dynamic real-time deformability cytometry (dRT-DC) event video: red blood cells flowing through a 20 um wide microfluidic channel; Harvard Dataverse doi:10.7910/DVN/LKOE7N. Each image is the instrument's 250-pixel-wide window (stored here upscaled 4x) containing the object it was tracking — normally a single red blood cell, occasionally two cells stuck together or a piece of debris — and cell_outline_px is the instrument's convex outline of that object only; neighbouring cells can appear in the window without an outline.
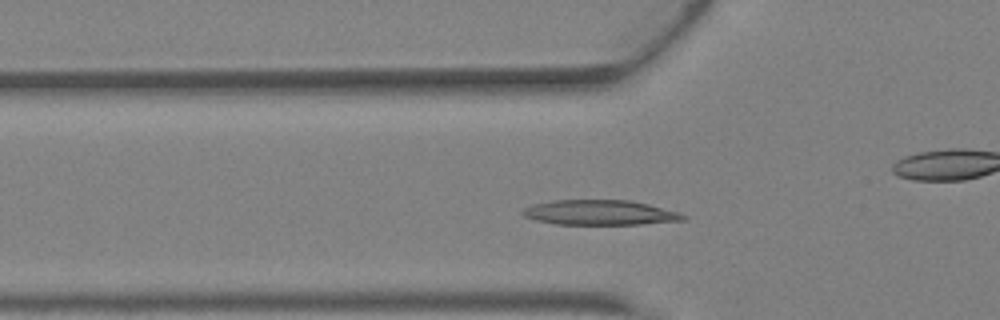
{"species": "Egyptian fruit bat (a non-hibernating species)", "species_latin": "Rousettus aegyptiacus", "temperature_condition": "warm", "stored_images_in_passage": 35, "camera_frame_rate_fps": 3000, "um_per_image_px": 0.085, "animal": {"sex": "female"}, "frame": {"image": 1, "passage_image": 12, "time_ms": 3.667, "image_size_px": [1000, 320], "cell_outline_px": [[688, 220], [640, 224], [556, 224], [536, 220], [524, 216], [520, 212], [524, 208], [532, 204], [552, 200], [628, 200], [648, 204], [680, 212], [688, 216]], "centroid_in_image_um": [51.02, 18.06], "position_along_channel_um": 74.8, "area_um2": 23.47}}
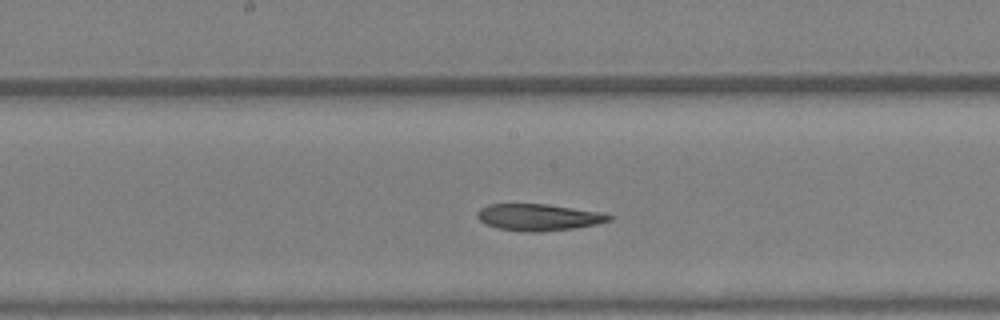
{"frame": {"image": 2, "passage_image": 20, "time_ms": 6.333, "image_size_px": [1000, 320], "cell_outline_px": [[612, 220], [596, 224], [572, 228], [544, 232], [520, 232], [496, 228], [484, 224], [476, 216], [476, 212], [480, 208], [488, 204], [548, 204], [600, 212], [612, 216]], "centroid_in_image_um": [45.72, 18.47], "position_along_channel_um": 202.5, "area_um2": 20.69}}
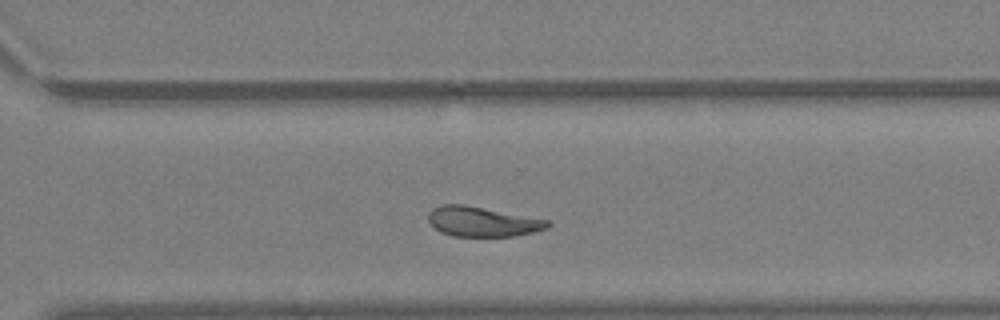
{"frame": {"image": 3, "passage_image": 28, "time_ms": 9.0, "image_size_px": [1000, 320], "cell_outline_px": [[552, 224], [548, 228], [516, 236], [452, 236], [440, 232], [428, 220], [428, 212], [432, 208], [440, 204], [464, 204], [552, 220]], "centroid_in_image_um": [41.03, 18.83], "position_along_channel_um": 329.6, "area_um2": 21.04}, "authors_computed_cell_mechanics": {"area_um2": 22.0796, "velocity_mm_per_s": 4.7848, "shape_relaxation_time_tau1_ms": 6.5256, "shape_relaxation_time_tau2_ms": 2.128, "deformation_change_tau1": 0.2288, "deformation_change_tau2": 0.0865}}